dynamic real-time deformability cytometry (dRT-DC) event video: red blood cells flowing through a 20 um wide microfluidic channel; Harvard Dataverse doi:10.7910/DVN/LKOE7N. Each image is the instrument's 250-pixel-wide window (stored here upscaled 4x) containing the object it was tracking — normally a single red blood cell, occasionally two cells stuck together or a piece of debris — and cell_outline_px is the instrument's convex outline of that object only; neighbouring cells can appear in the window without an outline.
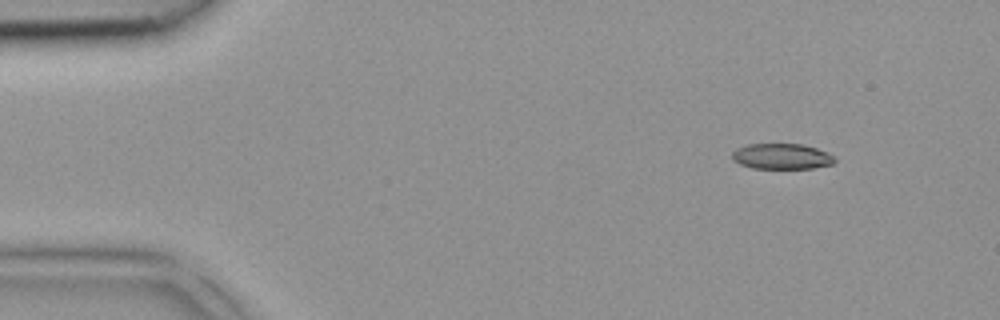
{"species": "common noctule bat (a hibernating species)", "species_latin": "Nyctalus noctula", "temperature_condition": "room temperature", "stored_images_in_passage": 3, "camera_frame_rate_fps": 3000, "um_per_image_px": 0.085, "animal": {"sex": "female", "body_mass_g": 18.4}, "frame": {"image": 1, "passage_image": 1, "time_ms": 0.0, "image_size_px": [1000, 320], "cell_outline_px": [[836, 160], [832, 164], [812, 168], [752, 168], [740, 164], [732, 160], [732, 152], [736, 148], [748, 144], [804, 144], [828, 152]], "centroid_in_image_um": [66.42, 13.28], "position_along_channel_um": 18.6, "area_um2": 15.32}}
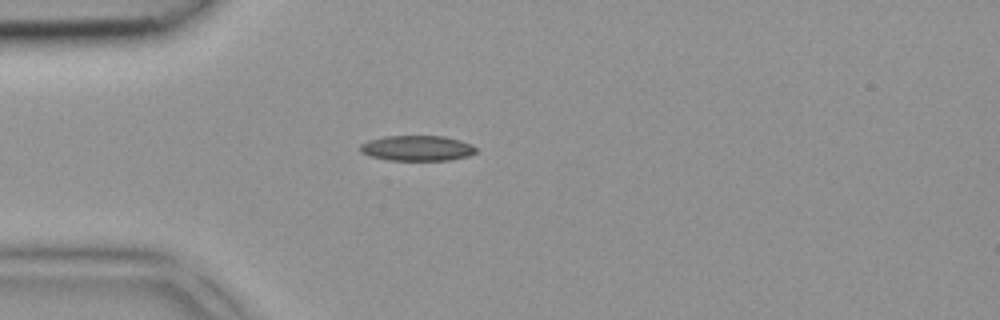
{"frame": {"image": 2, "passage_image": 3, "time_ms": 0.667, "image_size_px": [1000, 320], "cell_outline_px": [[476, 152], [468, 156], [448, 160], [388, 160], [372, 156], [360, 152], [360, 144], [368, 140], [384, 136], [444, 136], [460, 140], [472, 144], [476, 148]], "centroid_in_image_um": [35.45, 12.59], "position_along_channel_um": 49.5, "area_um2": 17.11}}